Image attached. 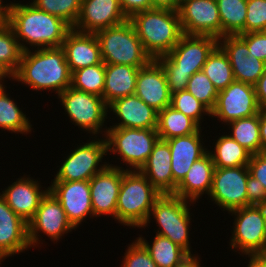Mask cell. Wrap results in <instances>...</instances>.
Masks as SVG:
<instances>
[{
    "label": "cell",
    "mask_w": 266,
    "mask_h": 267,
    "mask_svg": "<svg viewBox=\"0 0 266 267\" xmlns=\"http://www.w3.org/2000/svg\"><path fill=\"white\" fill-rule=\"evenodd\" d=\"M30 177L18 178L0 195L7 205L27 223L34 217L41 199L49 189H40V183Z\"/></svg>",
    "instance_id": "25"
},
{
    "label": "cell",
    "mask_w": 266,
    "mask_h": 267,
    "mask_svg": "<svg viewBox=\"0 0 266 267\" xmlns=\"http://www.w3.org/2000/svg\"><path fill=\"white\" fill-rule=\"evenodd\" d=\"M95 35L105 64H124L141 68L152 60L129 20L97 31Z\"/></svg>",
    "instance_id": "5"
},
{
    "label": "cell",
    "mask_w": 266,
    "mask_h": 267,
    "mask_svg": "<svg viewBox=\"0 0 266 267\" xmlns=\"http://www.w3.org/2000/svg\"><path fill=\"white\" fill-rule=\"evenodd\" d=\"M62 48L71 74L103 62L100 44L95 33H83L72 28L67 33Z\"/></svg>",
    "instance_id": "23"
},
{
    "label": "cell",
    "mask_w": 266,
    "mask_h": 267,
    "mask_svg": "<svg viewBox=\"0 0 266 267\" xmlns=\"http://www.w3.org/2000/svg\"><path fill=\"white\" fill-rule=\"evenodd\" d=\"M105 86V63L88 66L74 71L71 76V87L95 94L103 98Z\"/></svg>",
    "instance_id": "37"
},
{
    "label": "cell",
    "mask_w": 266,
    "mask_h": 267,
    "mask_svg": "<svg viewBox=\"0 0 266 267\" xmlns=\"http://www.w3.org/2000/svg\"><path fill=\"white\" fill-rule=\"evenodd\" d=\"M140 171L161 194H173L171 152L166 141H157Z\"/></svg>",
    "instance_id": "27"
},
{
    "label": "cell",
    "mask_w": 266,
    "mask_h": 267,
    "mask_svg": "<svg viewBox=\"0 0 266 267\" xmlns=\"http://www.w3.org/2000/svg\"><path fill=\"white\" fill-rule=\"evenodd\" d=\"M139 69L124 64H105L103 99L107 106L117 99L135 93Z\"/></svg>",
    "instance_id": "28"
},
{
    "label": "cell",
    "mask_w": 266,
    "mask_h": 267,
    "mask_svg": "<svg viewBox=\"0 0 266 267\" xmlns=\"http://www.w3.org/2000/svg\"><path fill=\"white\" fill-rule=\"evenodd\" d=\"M103 132L107 152L118 153L121 161L133 170L141 169L159 140L157 129L108 127Z\"/></svg>",
    "instance_id": "7"
},
{
    "label": "cell",
    "mask_w": 266,
    "mask_h": 267,
    "mask_svg": "<svg viewBox=\"0 0 266 267\" xmlns=\"http://www.w3.org/2000/svg\"><path fill=\"white\" fill-rule=\"evenodd\" d=\"M178 14L185 35L221 38V19L216 0H181Z\"/></svg>",
    "instance_id": "14"
},
{
    "label": "cell",
    "mask_w": 266,
    "mask_h": 267,
    "mask_svg": "<svg viewBox=\"0 0 266 267\" xmlns=\"http://www.w3.org/2000/svg\"><path fill=\"white\" fill-rule=\"evenodd\" d=\"M49 191L62 205L74 228L90 215L94 217L89 181H53Z\"/></svg>",
    "instance_id": "16"
},
{
    "label": "cell",
    "mask_w": 266,
    "mask_h": 267,
    "mask_svg": "<svg viewBox=\"0 0 266 267\" xmlns=\"http://www.w3.org/2000/svg\"><path fill=\"white\" fill-rule=\"evenodd\" d=\"M215 151H209L214 166L217 168H229L248 166L251 153L235 141L229 134L221 135L215 142Z\"/></svg>",
    "instance_id": "31"
},
{
    "label": "cell",
    "mask_w": 266,
    "mask_h": 267,
    "mask_svg": "<svg viewBox=\"0 0 266 267\" xmlns=\"http://www.w3.org/2000/svg\"><path fill=\"white\" fill-rule=\"evenodd\" d=\"M200 128L193 119L171 106L158 112L157 133L160 140L165 141L173 137L191 135Z\"/></svg>",
    "instance_id": "30"
},
{
    "label": "cell",
    "mask_w": 266,
    "mask_h": 267,
    "mask_svg": "<svg viewBox=\"0 0 266 267\" xmlns=\"http://www.w3.org/2000/svg\"><path fill=\"white\" fill-rule=\"evenodd\" d=\"M248 169L250 175L262 183L266 193V152L251 154Z\"/></svg>",
    "instance_id": "44"
},
{
    "label": "cell",
    "mask_w": 266,
    "mask_h": 267,
    "mask_svg": "<svg viewBox=\"0 0 266 267\" xmlns=\"http://www.w3.org/2000/svg\"><path fill=\"white\" fill-rule=\"evenodd\" d=\"M75 229L56 197L48 191L41 199L34 217L28 222V237L31 247L38 246L40 235L44 233L50 240L57 241L63 234ZM41 231V232H40Z\"/></svg>",
    "instance_id": "15"
},
{
    "label": "cell",
    "mask_w": 266,
    "mask_h": 267,
    "mask_svg": "<svg viewBox=\"0 0 266 267\" xmlns=\"http://www.w3.org/2000/svg\"><path fill=\"white\" fill-rule=\"evenodd\" d=\"M199 263L198 255L195 257L193 254V256L180 267H201Z\"/></svg>",
    "instance_id": "53"
},
{
    "label": "cell",
    "mask_w": 266,
    "mask_h": 267,
    "mask_svg": "<svg viewBox=\"0 0 266 267\" xmlns=\"http://www.w3.org/2000/svg\"><path fill=\"white\" fill-rule=\"evenodd\" d=\"M266 31V0H247L245 33Z\"/></svg>",
    "instance_id": "41"
},
{
    "label": "cell",
    "mask_w": 266,
    "mask_h": 267,
    "mask_svg": "<svg viewBox=\"0 0 266 267\" xmlns=\"http://www.w3.org/2000/svg\"><path fill=\"white\" fill-rule=\"evenodd\" d=\"M238 36L247 44L248 56L253 55L266 62V31L249 32Z\"/></svg>",
    "instance_id": "43"
},
{
    "label": "cell",
    "mask_w": 266,
    "mask_h": 267,
    "mask_svg": "<svg viewBox=\"0 0 266 267\" xmlns=\"http://www.w3.org/2000/svg\"><path fill=\"white\" fill-rule=\"evenodd\" d=\"M28 223L0 195V260L30 248Z\"/></svg>",
    "instance_id": "21"
},
{
    "label": "cell",
    "mask_w": 266,
    "mask_h": 267,
    "mask_svg": "<svg viewBox=\"0 0 266 267\" xmlns=\"http://www.w3.org/2000/svg\"><path fill=\"white\" fill-rule=\"evenodd\" d=\"M31 4L63 19L73 28L80 15L82 0H33Z\"/></svg>",
    "instance_id": "38"
},
{
    "label": "cell",
    "mask_w": 266,
    "mask_h": 267,
    "mask_svg": "<svg viewBox=\"0 0 266 267\" xmlns=\"http://www.w3.org/2000/svg\"><path fill=\"white\" fill-rule=\"evenodd\" d=\"M105 155H108L105 137L83 142L67 155L53 181H89L108 166L105 162L98 167Z\"/></svg>",
    "instance_id": "11"
},
{
    "label": "cell",
    "mask_w": 266,
    "mask_h": 267,
    "mask_svg": "<svg viewBox=\"0 0 266 267\" xmlns=\"http://www.w3.org/2000/svg\"><path fill=\"white\" fill-rule=\"evenodd\" d=\"M124 169L108 166L89 180L93 214L111 215L116 219V207Z\"/></svg>",
    "instance_id": "17"
},
{
    "label": "cell",
    "mask_w": 266,
    "mask_h": 267,
    "mask_svg": "<svg viewBox=\"0 0 266 267\" xmlns=\"http://www.w3.org/2000/svg\"><path fill=\"white\" fill-rule=\"evenodd\" d=\"M119 3L128 19L137 12L153 9L151 0H119Z\"/></svg>",
    "instance_id": "47"
},
{
    "label": "cell",
    "mask_w": 266,
    "mask_h": 267,
    "mask_svg": "<svg viewBox=\"0 0 266 267\" xmlns=\"http://www.w3.org/2000/svg\"><path fill=\"white\" fill-rule=\"evenodd\" d=\"M186 90L210 111L215 108L219 91L202 71L191 76Z\"/></svg>",
    "instance_id": "39"
},
{
    "label": "cell",
    "mask_w": 266,
    "mask_h": 267,
    "mask_svg": "<svg viewBox=\"0 0 266 267\" xmlns=\"http://www.w3.org/2000/svg\"><path fill=\"white\" fill-rule=\"evenodd\" d=\"M202 72L218 91L227 88L235 80L228 56L219 45L209 54Z\"/></svg>",
    "instance_id": "33"
},
{
    "label": "cell",
    "mask_w": 266,
    "mask_h": 267,
    "mask_svg": "<svg viewBox=\"0 0 266 267\" xmlns=\"http://www.w3.org/2000/svg\"><path fill=\"white\" fill-rule=\"evenodd\" d=\"M71 72L62 47L29 49L23 52L19 68L11 79L32 90H52L59 95L71 86Z\"/></svg>",
    "instance_id": "2"
},
{
    "label": "cell",
    "mask_w": 266,
    "mask_h": 267,
    "mask_svg": "<svg viewBox=\"0 0 266 267\" xmlns=\"http://www.w3.org/2000/svg\"><path fill=\"white\" fill-rule=\"evenodd\" d=\"M137 240L146 248L158 267H180L191 258L184 249L164 236L156 234L151 245L142 236Z\"/></svg>",
    "instance_id": "29"
},
{
    "label": "cell",
    "mask_w": 266,
    "mask_h": 267,
    "mask_svg": "<svg viewBox=\"0 0 266 267\" xmlns=\"http://www.w3.org/2000/svg\"><path fill=\"white\" fill-rule=\"evenodd\" d=\"M23 50L15 36L10 24L6 22L0 26V68L10 78L17 72Z\"/></svg>",
    "instance_id": "36"
},
{
    "label": "cell",
    "mask_w": 266,
    "mask_h": 267,
    "mask_svg": "<svg viewBox=\"0 0 266 267\" xmlns=\"http://www.w3.org/2000/svg\"><path fill=\"white\" fill-rule=\"evenodd\" d=\"M134 94L158 112L171 105L166 76L157 60L139 69Z\"/></svg>",
    "instance_id": "20"
},
{
    "label": "cell",
    "mask_w": 266,
    "mask_h": 267,
    "mask_svg": "<svg viewBox=\"0 0 266 267\" xmlns=\"http://www.w3.org/2000/svg\"><path fill=\"white\" fill-rule=\"evenodd\" d=\"M7 22L23 52L29 50L26 44L37 49L62 47L67 33L72 29L63 19L39 10L31 3H10ZM22 41L26 44H21Z\"/></svg>",
    "instance_id": "1"
},
{
    "label": "cell",
    "mask_w": 266,
    "mask_h": 267,
    "mask_svg": "<svg viewBox=\"0 0 266 267\" xmlns=\"http://www.w3.org/2000/svg\"><path fill=\"white\" fill-rule=\"evenodd\" d=\"M201 128L191 135L173 137L165 140L171 152V170L173 174V193L183 180L195 161L203 157L209 150L201 143Z\"/></svg>",
    "instance_id": "22"
},
{
    "label": "cell",
    "mask_w": 266,
    "mask_h": 267,
    "mask_svg": "<svg viewBox=\"0 0 266 267\" xmlns=\"http://www.w3.org/2000/svg\"><path fill=\"white\" fill-rule=\"evenodd\" d=\"M160 195L140 170L126 168L118 195L116 221L133 228L143 227Z\"/></svg>",
    "instance_id": "4"
},
{
    "label": "cell",
    "mask_w": 266,
    "mask_h": 267,
    "mask_svg": "<svg viewBox=\"0 0 266 267\" xmlns=\"http://www.w3.org/2000/svg\"><path fill=\"white\" fill-rule=\"evenodd\" d=\"M170 94L186 90L191 74L182 72H164Z\"/></svg>",
    "instance_id": "46"
},
{
    "label": "cell",
    "mask_w": 266,
    "mask_h": 267,
    "mask_svg": "<svg viewBox=\"0 0 266 267\" xmlns=\"http://www.w3.org/2000/svg\"><path fill=\"white\" fill-rule=\"evenodd\" d=\"M254 86L259 107L261 111H266V69Z\"/></svg>",
    "instance_id": "48"
},
{
    "label": "cell",
    "mask_w": 266,
    "mask_h": 267,
    "mask_svg": "<svg viewBox=\"0 0 266 267\" xmlns=\"http://www.w3.org/2000/svg\"><path fill=\"white\" fill-rule=\"evenodd\" d=\"M121 267H158L146 248L136 239L126 250Z\"/></svg>",
    "instance_id": "42"
},
{
    "label": "cell",
    "mask_w": 266,
    "mask_h": 267,
    "mask_svg": "<svg viewBox=\"0 0 266 267\" xmlns=\"http://www.w3.org/2000/svg\"><path fill=\"white\" fill-rule=\"evenodd\" d=\"M152 8L178 11L181 0H151Z\"/></svg>",
    "instance_id": "49"
},
{
    "label": "cell",
    "mask_w": 266,
    "mask_h": 267,
    "mask_svg": "<svg viewBox=\"0 0 266 267\" xmlns=\"http://www.w3.org/2000/svg\"><path fill=\"white\" fill-rule=\"evenodd\" d=\"M250 258L247 267H266V259L262 255H248Z\"/></svg>",
    "instance_id": "51"
},
{
    "label": "cell",
    "mask_w": 266,
    "mask_h": 267,
    "mask_svg": "<svg viewBox=\"0 0 266 267\" xmlns=\"http://www.w3.org/2000/svg\"><path fill=\"white\" fill-rule=\"evenodd\" d=\"M215 166L209 151L200 159L195 161L183 180L177 185L176 196L190 200V203L204 194H210L213 182Z\"/></svg>",
    "instance_id": "26"
},
{
    "label": "cell",
    "mask_w": 266,
    "mask_h": 267,
    "mask_svg": "<svg viewBox=\"0 0 266 267\" xmlns=\"http://www.w3.org/2000/svg\"><path fill=\"white\" fill-rule=\"evenodd\" d=\"M235 222L231 247L244 255L266 254V232L262 205H250L230 211Z\"/></svg>",
    "instance_id": "10"
},
{
    "label": "cell",
    "mask_w": 266,
    "mask_h": 267,
    "mask_svg": "<svg viewBox=\"0 0 266 267\" xmlns=\"http://www.w3.org/2000/svg\"><path fill=\"white\" fill-rule=\"evenodd\" d=\"M6 77L10 78V76L2 68H0V87L4 86L3 85L4 82L2 81H4V78Z\"/></svg>",
    "instance_id": "54"
},
{
    "label": "cell",
    "mask_w": 266,
    "mask_h": 267,
    "mask_svg": "<svg viewBox=\"0 0 266 267\" xmlns=\"http://www.w3.org/2000/svg\"><path fill=\"white\" fill-rule=\"evenodd\" d=\"M218 45L212 36L183 35L174 48L156 60L164 72H182L193 75L202 71L209 54Z\"/></svg>",
    "instance_id": "8"
},
{
    "label": "cell",
    "mask_w": 266,
    "mask_h": 267,
    "mask_svg": "<svg viewBox=\"0 0 266 267\" xmlns=\"http://www.w3.org/2000/svg\"><path fill=\"white\" fill-rule=\"evenodd\" d=\"M108 109L121 120L110 128L157 129L158 111L135 94L113 101Z\"/></svg>",
    "instance_id": "24"
},
{
    "label": "cell",
    "mask_w": 266,
    "mask_h": 267,
    "mask_svg": "<svg viewBox=\"0 0 266 267\" xmlns=\"http://www.w3.org/2000/svg\"><path fill=\"white\" fill-rule=\"evenodd\" d=\"M227 125L231 126L232 133L229 135L251 154L262 152L259 113L250 117L231 121Z\"/></svg>",
    "instance_id": "34"
},
{
    "label": "cell",
    "mask_w": 266,
    "mask_h": 267,
    "mask_svg": "<svg viewBox=\"0 0 266 267\" xmlns=\"http://www.w3.org/2000/svg\"><path fill=\"white\" fill-rule=\"evenodd\" d=\"M128 20L154 60L167 55L184 35L178 11L153 8L137 12Z\"/></svg>",
    "instance_id": "3"
},
{
    "label": "cell",
    "mask_w": 266,
    "mask_h": 267,
    "mask_svg": "<svg viewBox=\"0 0 266 267\" xmlns=\"http://www.w3.org/2000/svg\"><path fill=\"white\" fill-rule=\"evenodd\" d=\"M247 188V199L250 205H262L266 202V193L264 186L260 181L255 179L250 174L248 175V180L246 184Z\"/></svg>",
    "instance_id": "45"
},
{
    "label": "cell",
    "mask_w": 266,
    "mask_h": 267,
    "mask_svg": "<svg viewBox=\"0 0 266 267\" xmlns=\"http://www.w3.org/2000/svg\"><path fill=\"white\" fill-rule=\"evenodd\" d=\"M262 213L264 217V222H265V232H266V202L262 204Z\"/></svg>",
    "instance_id": "55"
},
{
    "label": "cell",
    "mask_w": 266,
    "mask_h": 267,
    "mask_svg": "<svg viewBox=\"0 0 266 267\" xmlns=\"http://www.w3.org/2000/svg\"><path fill=\"white\" fill-rule=\"evenodd\" d=\"M248 166L215 167L211 192L208 196L228 212L249 206L247 199Z\"/></svg>",
    "instance_id": "12"
},
{
    "label": "cell",
    "mask_w": 266,
    "mask_h": 267,
    "mask_svg": "<svg viewBox=\"0 0 266 267\" xmlns=\"http://www.w3.org/2000/svg\"><path fill=\"white\" fill-rule=\"evenodd\" d=\"M8 17V4L3 5V1L0 0V26L7 22Z\"/></svg>",
    "instance_id": "52"
},
{
    "label": "cell",
    "mask_w": 266,
    "mask_h": 267,
    "mask_svg": "<svg viewBox=\"0 0 266 267\" xmlns=\"http://www.w3.org/2000/svg\"><path fill=\"white\" fill-rule=\"evenodd\" d=\"M170 106L193 119L200 127L202 115L211 116V111L187 90L172 94Z\"/></svg>",
    "instance_id": "40"
},
{
    "label": "cell",
    "mask_w": 266,
    "mask_h": 267,
    "mask_svg": "<svg viewBox=\"0 0 266 267\" xmlns=\"http://www.w3.org/2000/svg\"><path fill=\"white\" fill-rule=\"evenodd\" d=\"M221 19V38L245 34L247 0H216Z\"/></svg>",
    "instance_id": "32"
},
{
    "label": "cell",
    "mask_w": 266,
    "mask_h": 267,
    "mask_svg": "<svg viewBox=\"0 0 266 267\" xmlns=\"http://www.w3.org/2000/svg\"><path fill=\"white\" fill-rule=\"evenodd\" d=\"M260 112L255 86L234 80L227 88L219 91L211 117L228 124Z\"/></svg>",
    "instance_id": "13"
},
{
    "label": "cell",
    "mask_w": 266,
    "mask_h": 267,
    "mask_svg": "<svg viewBox=\"0 0 266 267\" xmlns=\"http://www.w3.org/2000/svg\"><path fill=\"white\" fill-rule=\"evenodd\" d=\"M57 96L75 125L92 135L102 132L108 114V106L102 97L71 86Z\"/></svg>",
    "instance_id": "9"
},
{
    "label": "cell",
    "mask_w": 266,
    "mask_h": 267,
    "mask_svg": "<svg viewBox=\"0 0 266 267\" xmlns=\"http://www.w3.org/2000/svg\"><path fill=\"white\" fill-rule=\"evenodd\" d=\"M119 0H82L80 15L73 29L96 33L127 21Z\"/></svg>",
    "instance_id": "18"
},
{
    "label": "cell",
    "mask_w": 266,
    "mask_h": 267,
    "mask_svg": "<svg viewBox=\"0 0 266 267\" xmlns=\"http://www.w3.org/2000/svg\"><path fill=\"white\" fill-rule=\"evenodd\" d=\"M218 45L228 56L234 79L255 85L266 69V62L248 56L247 44L238 35L223 36L218 39Z\"/></svg>",
    "instance_id": "19"
},
{
    "label": "cell",
    "mask_w": 266,
    "mask_h": 267,
    "mask_svg": "<svg viewBox=\"0 0 266 267\" xmlns=\"http://www.w3.org/2000/svg\"><path fill=\"white\" fill-rule=\"evenodd\" d=\"M5 86L0 87V128L14 133L31 132L29 118L20 110L16 102L6 94Z\"/></svg>",
    "instance_id": "35"
},
{
    "label": "cell",
    "mask_w": 266,
    "mask_h": 267,
    "mask_svg": "<svg viewBox=\"0 0 266 267\" xmlns=\"http://www.w3.org/2000/svg\"><path fill=\"white\" fill-rule=\"evenodd\" d=\"M259 127L262 152H266V111H261L259 113Z\"/></svg>",
    "instance_id": "50"
},
{
    "label": "cell",
    "mask_w": 266,
    "mask_h": 267,
    "mask_svg": "<svg viewBox=\"0 0 266 267\" xmlns=\"http://www.w3.org/2000/svg\"><path fill=\"white\" fill-rule=\"evenodd\" d=\"M189 201L174 194H161L155 200L150 216L142 228L147 227L153 215L159 226L156 234L169 238L192 257L189 243L191 217L187 206Z\"/></svg>",
    "instance_id": "6"
}]
</instances>
